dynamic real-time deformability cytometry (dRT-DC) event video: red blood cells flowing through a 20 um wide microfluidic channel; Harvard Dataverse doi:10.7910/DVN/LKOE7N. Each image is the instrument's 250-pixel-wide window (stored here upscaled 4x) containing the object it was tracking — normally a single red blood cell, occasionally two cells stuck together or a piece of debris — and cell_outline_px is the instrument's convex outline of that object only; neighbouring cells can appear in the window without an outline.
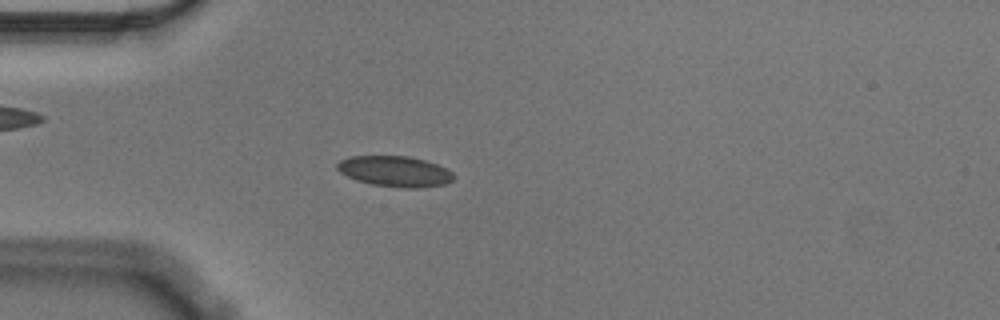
{"species": "Egyptian fruit bat (a non-hibernating species)", "species_latin": "Rousettus aegyptiacus", "temperature_condition": "cold", "stored_images_in_passage": 46, "camera_frame_rate_fps": 3000, "um_per_image_px": 0.085, "animal": {"sex": "male"}, "frame": {"image": 1, "passage_image": 6, "time_ms": 1.667, "image_size_px": [1000, 320], "cell_outline_px": [[456, 176], [452, 180], [444, 184], [420, 188], [404, 188], [372, 184], [356, 180], [340, 172], [336, 168], [336, 164], [340, 160], [352, 156], [408, 156], [424, 160], [436, 164], [452, 172]], "centroid_in_image_um": [33.56, 14.56], "position_along_channel_um": 51.4, "area_um2": 20.69}}
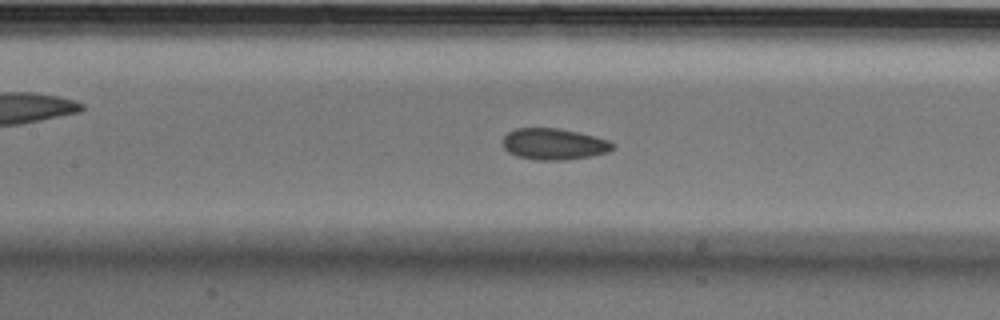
{"frame": {"image": 2, "passage_image": 16, "time_ms": 5.0, "image_size_px": [1000, 320], "cell_outline_px": [[616, 144], [608, 152], [592, 156], [564, 160], [536, 160], [516, 156], [508, 152], [504, 148], [504, 136], [508, 132], [516, 128], [556, 128], [576, 132], [608, 140]], "centroid_in_image_um": [47.07, 12.25], "position_along_channel_um": 160.3, "area_um2": 19.94}}
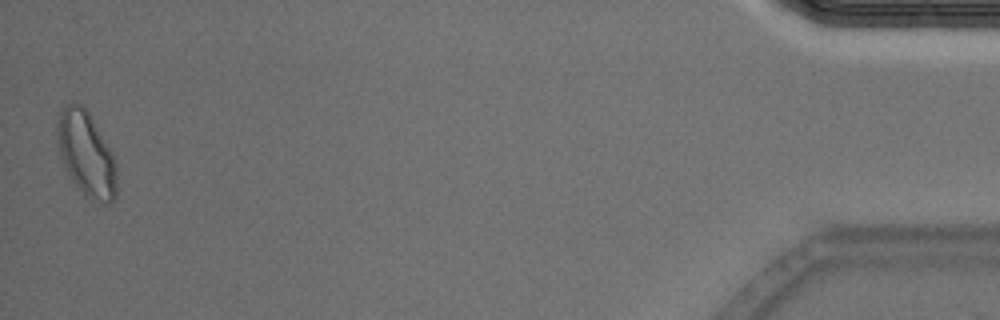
{"frame": {"image": 3, "passage_image": 46, "time_ms": 15.0, "image_size_px": [1000, 320], "cell_outline_px": [[116, 200], [108, 204], [104, 204], [84, 196], [72, 180], [60, 156], [56, 140], [56, 128], [60, 112], [64, 104], [80, 104], [88, 112], [112, 152], [116, 164]], "centroid_in_image_um": [7.33, 13.12], "position_along_channel_um": 427.9, "area_um2": 29.3}, "authors_computed_cell_mechanics": {"area_um2": 20.4901, "velocity_mm_per_s": 3.5597, "shape_relaxation_time_tau1_ms": 4.3788, "shape_relaxation_time_tau2_ms": 2.9384, "deformation_change_tau1": 0.0754, "deformation_change_tau2": 0.0782}}